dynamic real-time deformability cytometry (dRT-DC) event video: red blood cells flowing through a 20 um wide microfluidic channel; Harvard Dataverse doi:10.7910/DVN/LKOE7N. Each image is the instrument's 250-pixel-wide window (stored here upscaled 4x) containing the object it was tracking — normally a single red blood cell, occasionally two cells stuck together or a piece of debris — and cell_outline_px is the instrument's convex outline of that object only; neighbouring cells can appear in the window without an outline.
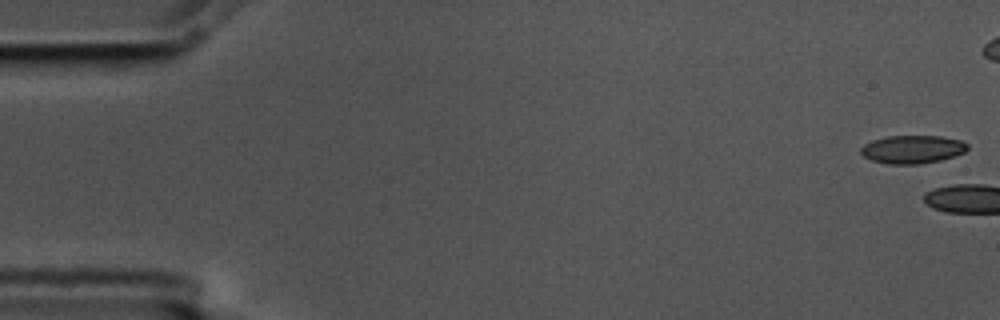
{"species": "common noctule bat (a hibernating species)", "species_latin": "Nyctalus noctula", "temperature_condition": "cold", "stored_images_in_passage": 4, "camera_frame_rate_fps": 3000, "um_per_image_px": 0.085, "animal": {"sex": "male", "body_mass_g": 17.5, "forearm_length_mm": 52.3}, "frame": {"image": 1, "passage_image": 1, "time_ms": 0.0, "image_size_px": [1000, 320], "cell_outline_px": [[968, 148], [964, 152], [940, 160], [920, 164], [888, 164], [872, 160], [864, 156], [860, 152], [860, 148], [864, 144], [872, 140], [888, 136], [940, 136], [960, 140], [968, 144]], "centroid_in_image_um": [77.54, 12.69], "position_along_channel_um": 7.5, "area_um2": 17.4}}